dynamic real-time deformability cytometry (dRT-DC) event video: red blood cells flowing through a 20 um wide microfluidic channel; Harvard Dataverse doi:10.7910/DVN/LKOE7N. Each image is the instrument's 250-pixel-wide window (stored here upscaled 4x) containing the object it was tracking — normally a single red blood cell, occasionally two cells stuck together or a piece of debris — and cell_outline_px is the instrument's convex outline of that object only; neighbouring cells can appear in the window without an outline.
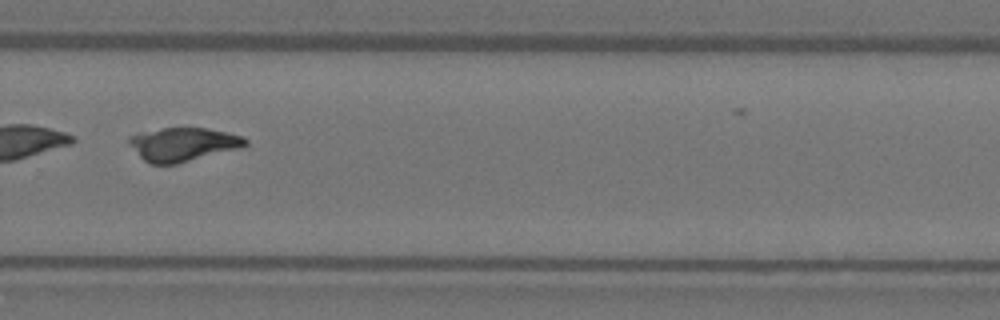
{"species": "Egyptian fruit bat (a non-hibernating species)", "species_latin": "Rousettus aegyptiacus", "temperature_condition": "warm", "stored_images_in_passage": 30, "camera_frame_rate_fps": 3000, "um_per_image_px": 0.085, "animal": {"sex": "female"}, "frame": {"image": 1, "passage_image": 21, "time_ms": 6.667, "image_size_px": [1000, 320], "cell_outline_px": [[248, 144], [240, 148], [176, 164], [148, 164], [128, 144], [128, 136], [160, 128], [204, 128], [224, 132], [240, 136], [248, 140]], "centroid_in_image_um": [15.52, 12.28], "position_along_channel_um": 314.3, "area_um2": 22.54}, "authors_computed_cell_mechanics": {"area_um2": 23.2934, "velocity_mm_per_s": 4.0118, "shape_relaxation_time_tau1_ms": null, "shape_relaxation_time_tau2_ms": 2.8665, "deformation_change_tau1": null, "deformation_change_tau2": 0.0728}}